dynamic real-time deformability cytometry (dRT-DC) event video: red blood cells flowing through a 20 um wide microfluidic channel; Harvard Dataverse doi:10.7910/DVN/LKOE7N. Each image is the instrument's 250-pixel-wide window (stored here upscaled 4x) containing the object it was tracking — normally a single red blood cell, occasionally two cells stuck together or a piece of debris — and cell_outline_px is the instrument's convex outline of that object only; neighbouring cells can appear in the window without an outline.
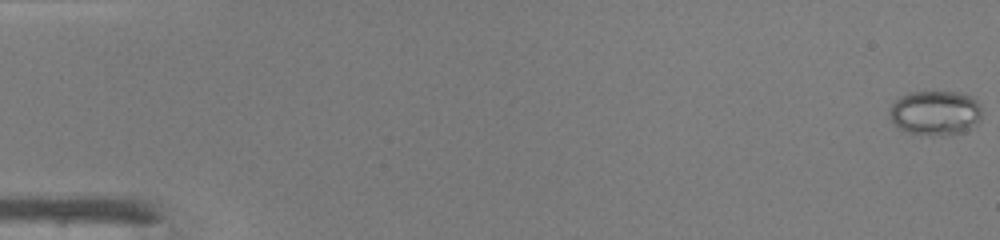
{"species": "common noctule bat (a hibernating species)", "species_latin": "Nyctalus noctula", "temperature_condition": "warm", "stored_images_in_passage": 43, "camera_frame_rate_fps": 3000, "um_per_image_px": 0.085, "animal": {"sex": "male", "body_mass_g": 19.0, "forearm_length_mm": 50.8}, "frame": {"image": 1, "passage_image": 1, "time_ms": 0.0, "image_size_px": [1000, 240], "cell_outline_px": [[980, 120], [976, 124], [964, 132], [940, 136], [932, 136], [908, 132], [900, 128], [892, 120], [888, 112], [892, 104], [900, 96], [908, 92], [960, 92], [976, 100], [980, 104]], "centroid_in_image_um": [79.5, 9.6], "position_along_channel_um": 5.5, "area_um2": 24.04}}
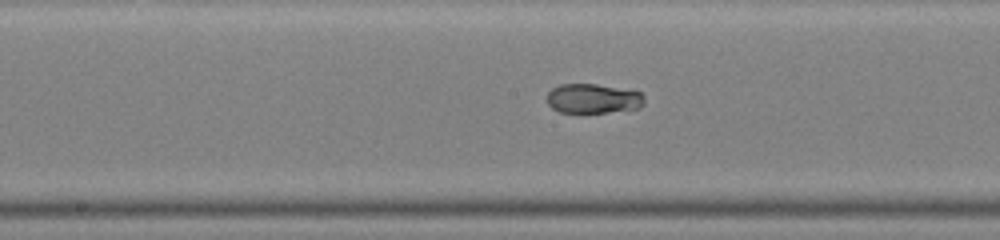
{"frame": {"image": 2, "passage_image": 26, "time_ms": 8.333, "image_size_px": [1000, 240], "cell_outline_px": [[644, 104], [640, 108], [604, 112], [560, 112], [552, 108], [548, 104], [548, 92], [552, 88], [560, 84], [596, 84], [640, 92], [644, 96]], "centroid_in_image_um": [50.41, 8.37], "position_along_channel_um": 197.8, "area_um2": 16.59}}
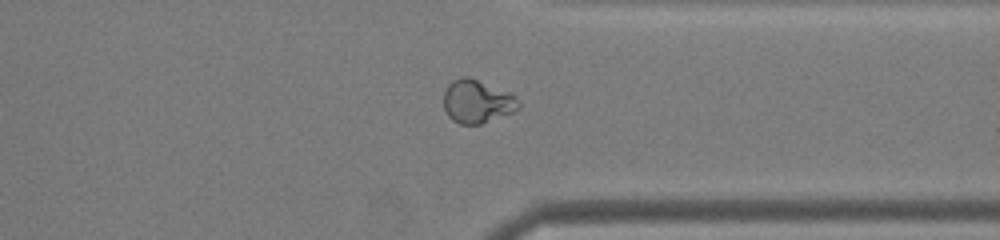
{"frame": {"image": 3, "passage_image": 38, "time_ms": 12.333, "image_size_px": [1000, 240], "cell_outline_px": [[520, 108], [512, 112], [480, 124], [460, 124], [452, 120], [448, 116], [444, 108], [444, 92], [448, 84], [452, 80], [460, 76], [468, 76], [508, 92], [520, 104]], "centroid_in_image_um": [40.5, 8.62], "position_along_channel_um": 370.9, "area_um2": 18.67}}